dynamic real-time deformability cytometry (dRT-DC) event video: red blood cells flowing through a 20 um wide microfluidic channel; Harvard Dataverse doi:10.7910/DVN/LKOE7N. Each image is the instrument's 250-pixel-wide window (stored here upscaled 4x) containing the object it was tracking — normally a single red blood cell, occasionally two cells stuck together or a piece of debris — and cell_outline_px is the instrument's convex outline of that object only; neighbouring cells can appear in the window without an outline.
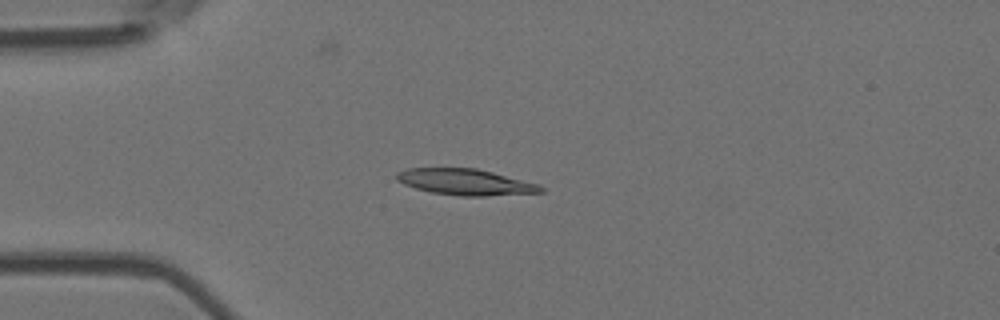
{"species": "Egyptian fruit bat (a non-hibernating species)", "species_latin": "Rousettus aegyptiacus", "temperature_condition": "room temperature", "stored_images_in_passage": 7, "camera_frame_rate_fps": 3000, "um_per_image_px": 0.085, "animal": {"sex": "female"}, "frame": {"image": 1, "passage_image": 4, "time_ms": 1.0, "image_size_px": [1000, 320], "cell_outline_px": [[544, 192], [488, 196], [460, 196], [432, 192], [416, 188], [404, 184], [396, 180], [396, 172], [408, 168], [476, 168], [540, 184], [544, 188]], "centroid_in_image_um": [39.58, 15.47], "position_along_channel_um": 45.4, "area_um2": 21.96}}
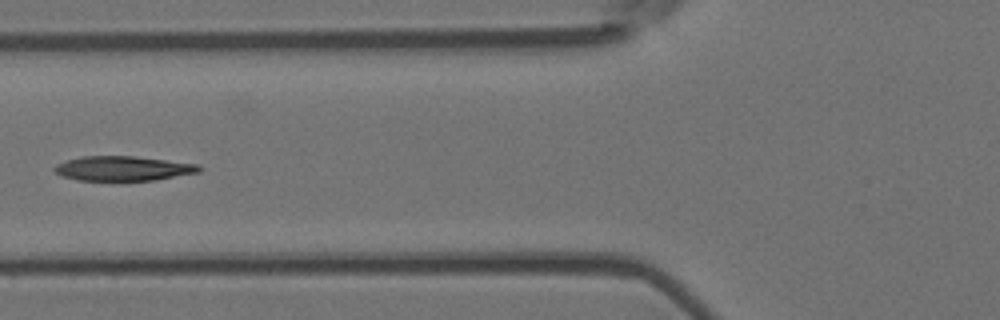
{"frame": {"image": 2, "passage_image": 6, "time_ms": 1.667, "image_size_px": [1000, 320], "cell_outline_px": [[204, 168], [200, 172], [156, 180], [76, 180], [64, 176], [56, 172], [52, 168], [56, 164], [80, 156], [132, 156], [200, 164]], "centroid_in_image_um": [10.51, 14.31], "position_along_channel_um": 115.3, "area_um2": 20.75}}
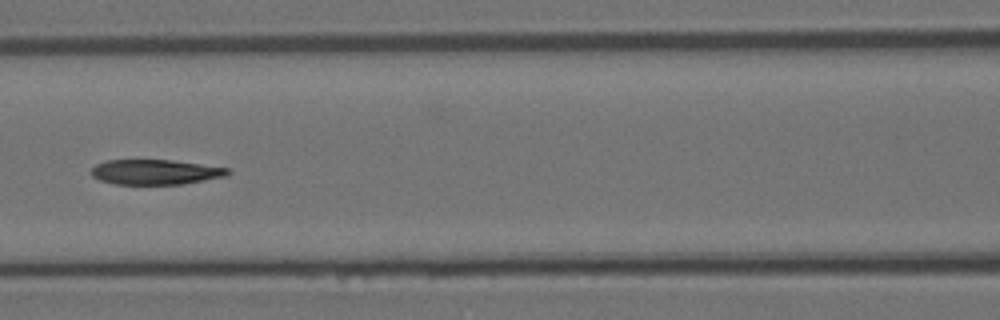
{"frame": {"image": 3, "passage_image": 7, "time_ms": 2.0, "image_size_px": [1000, 320], "cell_outline_px": [[232, 172], [228, 176], [180, 184], [116, 184], [100, 180], [92, 176], [88, 172], [96, 164], [104, 160], [172, 160], [228, 168]], "centroid_in_image_um": [13.18, 14.62], "position_along_channel_um": 153.4, "area_um2": 19.94}}